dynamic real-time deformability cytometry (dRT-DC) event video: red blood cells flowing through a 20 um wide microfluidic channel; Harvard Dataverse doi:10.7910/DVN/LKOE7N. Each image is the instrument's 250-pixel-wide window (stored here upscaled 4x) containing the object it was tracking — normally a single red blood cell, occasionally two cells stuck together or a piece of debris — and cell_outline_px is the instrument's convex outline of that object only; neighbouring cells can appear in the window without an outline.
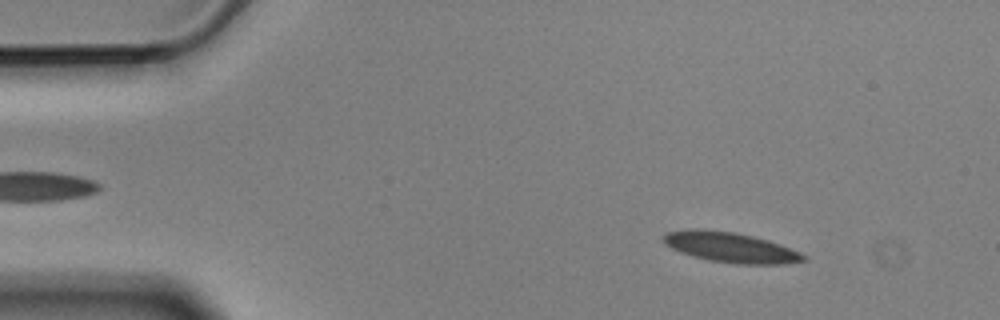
{"species": "Egyptian fruit bat (a non-hibernating species)", "species_latin": "Rousettus aegyptiacus", "temperature_condition": "cold", "stored_images_in_passage": 4, "camera_frame_rate_fps": 3000, "um_per_image_px": 0.085, "animal": {"sex": "male"}, "frame": {"image": 1, "passage_image": 1, "time_ms": 0.0, "image_size_px": [1000, 320], "cell_outline_px": [[808, 260], [784, 264], [736, 264], [708, 260], [692, 256], [680, 252], [664, 244], [660, 236], [668, 232], [692, 228], [696, 228], [736, 232], [768, 240], [780, 244], [800, 252], [808, 256]], "centroid_in_image_um": [62.09, 21.02], "position_along_channel_um": 22.9, "area_um2": 24.91}}